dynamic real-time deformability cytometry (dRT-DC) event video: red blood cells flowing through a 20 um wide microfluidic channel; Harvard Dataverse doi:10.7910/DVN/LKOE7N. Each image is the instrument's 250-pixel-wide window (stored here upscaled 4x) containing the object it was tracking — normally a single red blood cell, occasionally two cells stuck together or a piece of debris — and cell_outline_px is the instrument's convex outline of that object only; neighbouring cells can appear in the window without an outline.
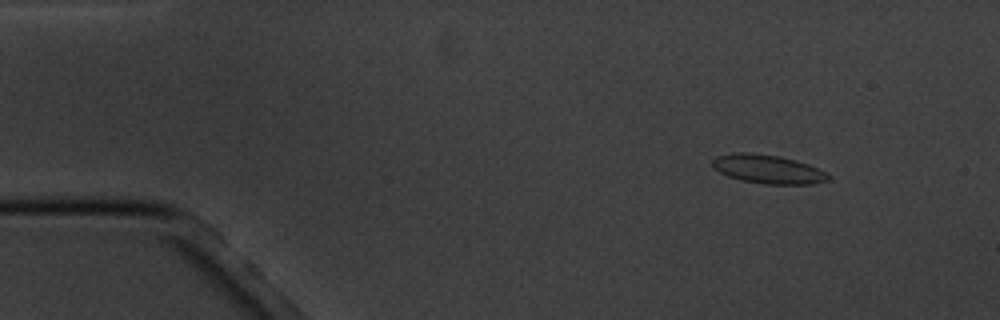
{"species": "common noctule bat (a hibernating species)", "species_latin": "Nyctalus noctula", "temperature_condition": "cold", "stored_images_in_passage": 3, "camera_frame_rate_fps": 3000, "um_per_image_px": 0.085, "animal": {"sex": "male", "body_mass_g": 20.1, "forearm_length_mm": 53.5}, "frame": {"image": 1, "passage_image": 1, "time_ms": 0.0, "image_size_px": [1000, 320], "cell_outline_px": [[832, 176], [828, 180], [812, 184], [764, 184], [740, 180], [728, 176], [712, 168], [712, 160], [716, 156], [732, 152], [748, 152], [780, 156], [796, 160], [808, 164]], "centroid_in_image_um": [65.23, 14.37], "position_along_channel_um": 19.8, "area_um2": 19.54}}